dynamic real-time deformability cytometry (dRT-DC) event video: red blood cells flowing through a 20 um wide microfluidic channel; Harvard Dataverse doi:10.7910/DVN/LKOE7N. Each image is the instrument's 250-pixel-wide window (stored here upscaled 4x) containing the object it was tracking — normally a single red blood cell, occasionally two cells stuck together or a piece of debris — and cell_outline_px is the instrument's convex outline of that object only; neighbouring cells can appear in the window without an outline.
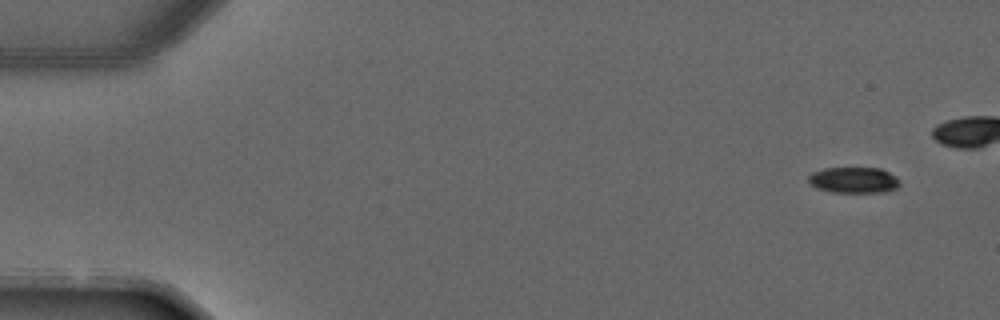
{"species": "common noctule bat (a hibernating species)", "species_latin": "Nyctalus noctula", "temperature_condition": "warm", "stored_images_in_passage": 5, "camera_frame_rate_fps": 3000, "um_per_image_px": 0.085, "animal": {"sex": "male", "forearm_length_mm": 52.5}, "frame": {"image": 1, "passage_image": 1, "time_ms": 0.0, "image_size_px": [1000, 320], "cell_outline_px": [[900, 184], [896, 188], [888, 192], [832, 192], [816, 188], [808, 180], [808, 176], [812, 172], [824, 168], [880, 168], [896, 176], [900, 180]], "centroid_in_image_um": [72.59, 15.31], "position_along_channel_um": 12.4, "area_um2": 13.87}}
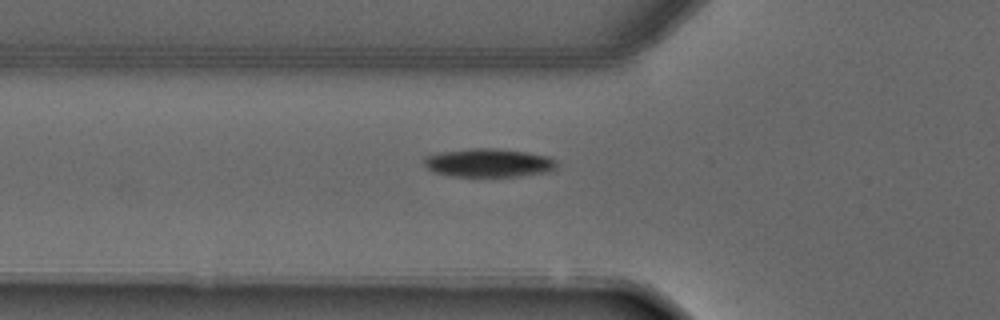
{"frame": {"image": 2, "passage_image": 5, "time_ms": 5.667, "image_size_px": [1000, 320], "cell_outline_px": [[556, 168], [552, 172], [520, 176], [448, 176], [432, 172], [424, 164], [424, 156], [440, 152], [476, 148], [492, 148], [524, 152], [548, 156], [556, 160]], "centroid_in_image_um": [41.54, 13.85], "position_along_channel_um": 84.3, "area_um2": 22.08}}